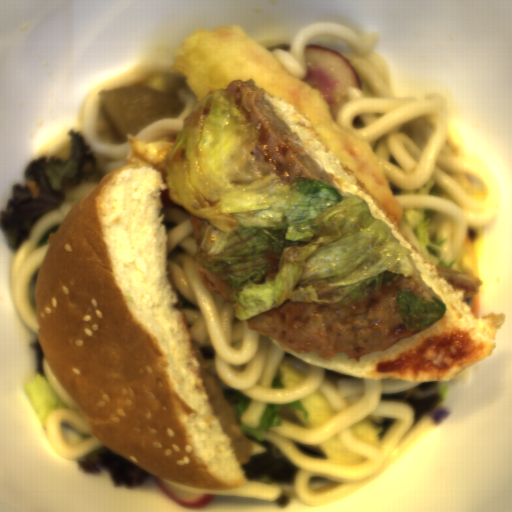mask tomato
<instances>
[{"label":"tomato","instance_id":"1","mask_svg":"<svg viewBox=\"0 0 512 512\" xmlns=\"http://www.w3.org/2000/svg\"><path fill=\"white\" fill-rule=\"evenodd\" d=\"M484 348L482 340L476 345L468 330L453 325L444 328L440 334H429L421 343L401 351L394 359L377 362L375 371L397 373L402 379L408 373L415 379L421 373H427L429 379L441 380L454 367L476 361Z\"/></svg>","mask_w":512,"mask_h":512}]
</instances>
